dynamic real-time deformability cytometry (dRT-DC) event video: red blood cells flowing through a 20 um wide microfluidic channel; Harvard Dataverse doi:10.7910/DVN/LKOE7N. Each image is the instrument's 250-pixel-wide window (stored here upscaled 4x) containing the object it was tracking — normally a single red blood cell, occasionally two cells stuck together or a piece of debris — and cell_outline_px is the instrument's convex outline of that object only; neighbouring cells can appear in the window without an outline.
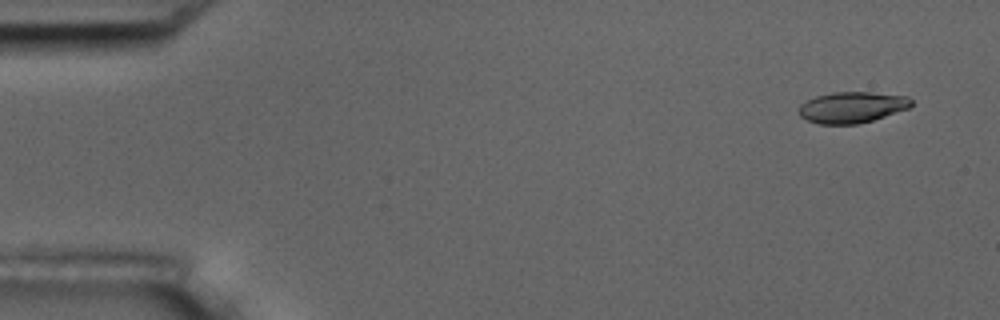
{"species": "common noctule bat (a hibernating species)", "species_latin": "Nyctalus noctula", "temperature_condition": "room temperature", "stored_images_in_passage": 4, "camera_frame_rate_fps": 3000, "um_per_image_px": 0.085, "animal": {"sex": "male", "body_mass_g": 17.5, "forearm_length_mm": 52.3}, "frame": {"image": 1, "passage_image": 1, "time_ms": 0.0, "image_size_px": [1000, 320], "cell_outline_px": [[912, 104], [908, 108], [872, 120], [856, 124], [820, 124], [808, 120], [800, 116], [800, 104], [816, 96], [832, 92], [868, 92], [908, 96], [912, 100]], "centroid_in_image_um": [72.42, 9.11], "position_along_channel_um": 12.6, "area_um2": 20.11}}
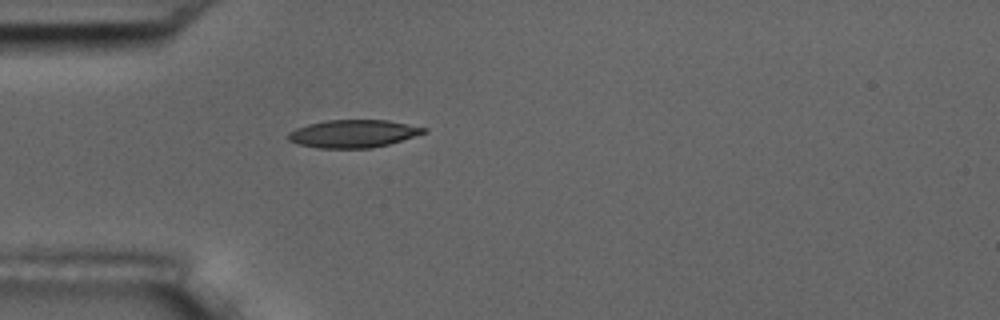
{"frame": {"image": 2, "passage_image": 4, "time_ms": 1.0, "image_size_px": [1000, 320], "cell_outline_px": [[428, 132], [388, 144], [372, 148], [320, 148], [300, 144], [288, 140], [288, 132], [296, 128], [308, 124], [328, 120], [388, 120], [428, 128]], "centroid_in_image_um": [30.05, 11.36], "position_along_channel_um": 55.0, "area_um2": 21.85}}